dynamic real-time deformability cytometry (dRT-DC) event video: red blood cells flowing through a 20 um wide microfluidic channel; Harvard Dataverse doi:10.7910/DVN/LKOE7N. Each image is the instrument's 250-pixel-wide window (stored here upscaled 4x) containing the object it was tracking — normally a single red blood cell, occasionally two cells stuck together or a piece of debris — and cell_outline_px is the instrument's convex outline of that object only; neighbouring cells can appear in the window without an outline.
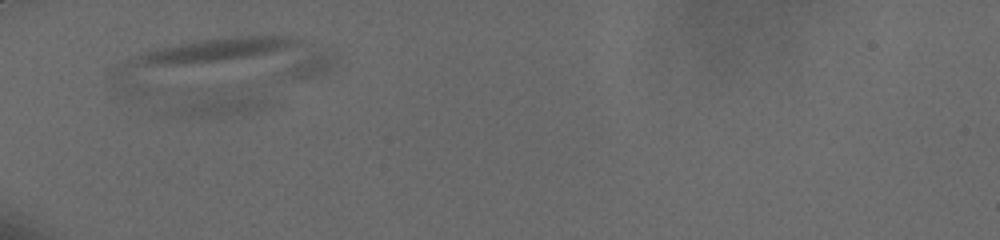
{"species": "human", "species_latin": "Homo sapiens", "temperature_condition": "cold", "stored_images_in_passage": 17, "camera_frame_rate_fps": 3000, "um_per_image_px": 0.085, "donor": {"sex": "male"}, "frame": {"image": 1, "passage_image": 1, "time_ms": 0.0, "image_size_px": [1000, 240], "cell_outline_px": [[336, 56], [332, 64], [324, 72], [312, 76], [288, 76], [116, 68], [128, 60], [144, 52], [160, 48], [196, 40], [232, 36], [292, 36]], "centroid_in_image_um": [20.23, 4.84], "position_along_channel_um": 64.8, "area_um2": 45.37}}